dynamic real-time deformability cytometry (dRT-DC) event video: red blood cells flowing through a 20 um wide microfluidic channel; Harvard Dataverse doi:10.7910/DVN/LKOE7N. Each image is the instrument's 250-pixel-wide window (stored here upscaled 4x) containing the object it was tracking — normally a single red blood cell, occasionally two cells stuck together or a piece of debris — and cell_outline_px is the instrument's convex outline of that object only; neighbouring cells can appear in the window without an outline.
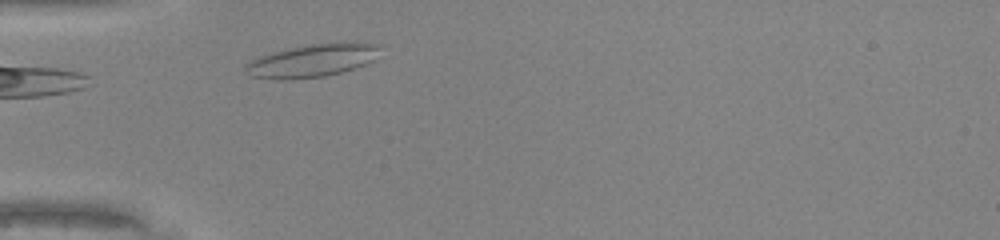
{"species": "common noctule bat (a hibernating species)", "species_latin": "Nyctalus noctula", "temperature_condition": "warm", "stored_images_in_passage": 4, "camera_frame_rate_fps": 3000, "um_per_image_px": 0.085, "animal": {"sex": "male", "body_mass_g": 20.0, "forearm_length_mm": 53.3}, "frame": {"image": 1, "passage_image": 1, "time_ms": 0.0, "image_size_px": [1000, 240], "cell_outline_px": [[380, 48], [372, 60], [364, 64], [340, 72], [324, 76], [276, 80], [248, 76], [244, 68], [244, 64], [260, 56], [292, 48], [312, 44], [336, 40], [356, 40], [380, 44]], "centroid_in_image_um": [26.57, 5.11], "position_along_channel_um": 58.4, "area_um2": 26.01}}